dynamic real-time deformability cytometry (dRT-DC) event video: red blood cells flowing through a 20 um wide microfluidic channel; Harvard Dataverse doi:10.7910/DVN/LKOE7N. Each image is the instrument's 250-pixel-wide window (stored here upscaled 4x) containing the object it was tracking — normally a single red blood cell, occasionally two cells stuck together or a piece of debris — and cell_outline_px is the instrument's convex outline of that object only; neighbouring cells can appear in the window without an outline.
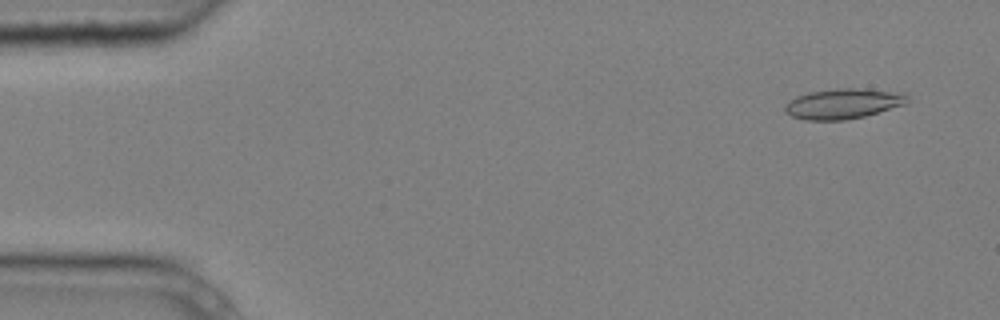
{"species": "common noctule bat (a hibernating species)", "species_latin": "Nyctalus noctula", "temperature_condition": "cold", "stored_images_in_passage": 6, "segment_of_instrument_passage": [2, 2], "camera_frame_rate_fps": 3000, "um_per_image_px": 0.085, "animal": {"sex": "male", "body_mass_g": 20.4}, "frame": {"image": 1, "passage_image": 6, "time_ms": 1.667, "image_size_px": [1000, 320], "cell_outline_px": [[908, 104], [864, 116], [844, 120], [804, 120], [792, 116], [784, 112], [784, 104], [796, 96], [808, 92], [836, 88], [856, 88], [904, 92], [908, 96]], "centroid_in_image_um": [71.67, 8.8], "position_along_channel_um": 13.3, "area_um2": 21.85}}